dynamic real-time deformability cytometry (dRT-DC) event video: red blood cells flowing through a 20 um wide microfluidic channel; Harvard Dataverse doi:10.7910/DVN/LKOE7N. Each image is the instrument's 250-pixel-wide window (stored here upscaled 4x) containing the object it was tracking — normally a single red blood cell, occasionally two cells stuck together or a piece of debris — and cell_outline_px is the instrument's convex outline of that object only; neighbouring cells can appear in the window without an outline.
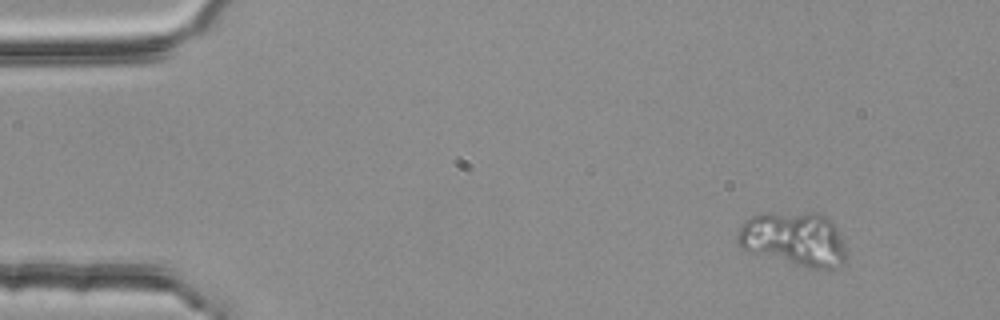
{"species": "common noctule bat (a hibernating species)", "species_latin": "Nyctalus noctula", "temperature_condition": "room temperature", "stored_images_in_passage": 4, "camera_frame_rate_fps": 3000, "um_per_image_px": 0.085, "animal": {"sex": "female", "body_mass_g": 25.1}, "frame": {"image": 1, "passage_image": 1, "time_ms": 0.0, "image_size_px": [1000, 320], "cell_outline_px": [[844, 260], [836, 268], [804, 268], [748, 252], [740, 248], [736, 244], [736, 236], [740, 228], [752, 216], [764, 212], [816, 212], [824, 216], [836, 228], [844, 244]], "centroid_in_image_um": [67.42, 20.32], "position_along_channel_um": 17.6, "area_um2": 34.56}}
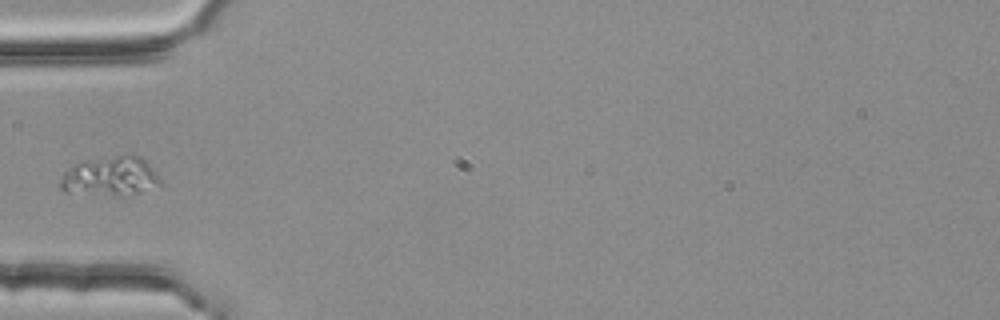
{"frame": {"image": 2, "passage_image": 4, "time_ms": 1.0, "image_size_px": [1000, 320], "cell_outline_px": [[164, 184], [140, 192], [64, 192], [56, 184], [64, 172], [72, 164], [128, 152], [140, 156], [164, 180]], "centroid_in_image_um": [9.4, 14.91], "position_along_channel_um": 75.6, "area_um2": 22.48}}